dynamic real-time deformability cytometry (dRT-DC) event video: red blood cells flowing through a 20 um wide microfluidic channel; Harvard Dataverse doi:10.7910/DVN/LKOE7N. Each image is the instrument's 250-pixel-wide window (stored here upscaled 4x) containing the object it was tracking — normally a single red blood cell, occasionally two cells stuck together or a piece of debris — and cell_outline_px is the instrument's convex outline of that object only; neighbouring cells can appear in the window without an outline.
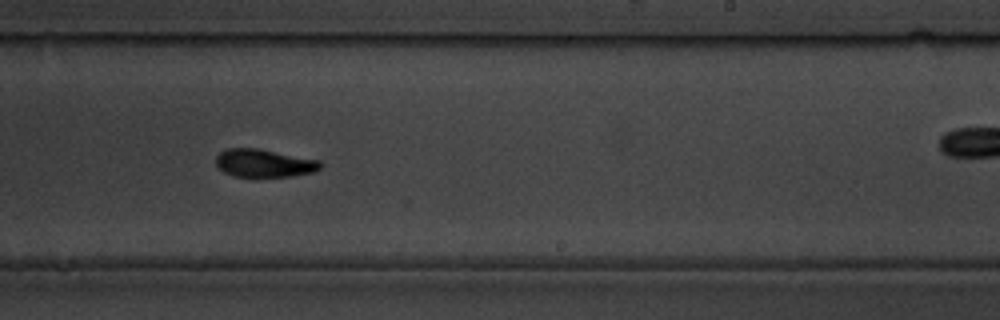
{"species": "common noctule bat (a hibernating species)", "species_latin": "Nyctalus noctula", "temperature_condition": "warm", "stored_images_in_passage": 58, "camera_frame_rate_fps": 3000, "um_per_image_px": 0.085, "animal": {"sex": "male", "body_mass_g": 19.5, "forearm_length_mm": 54.6}, "frame": {"image": 1, "passage_image": 34, "time_ms": 11.0, "image_size_px": [1000, 320], "cell_outline_px": [[324, 164], [320, 168], [312, 172], [292, 176], [236, 176], [224, 172], [216, 164], [216, 156], [220, 152], [228, 148], [256, 148], [320, 160]], "centroid_in_image_um": [22.46, 13.86], "position_along_channel_um": 266.5, "area_um2": 16.82}}
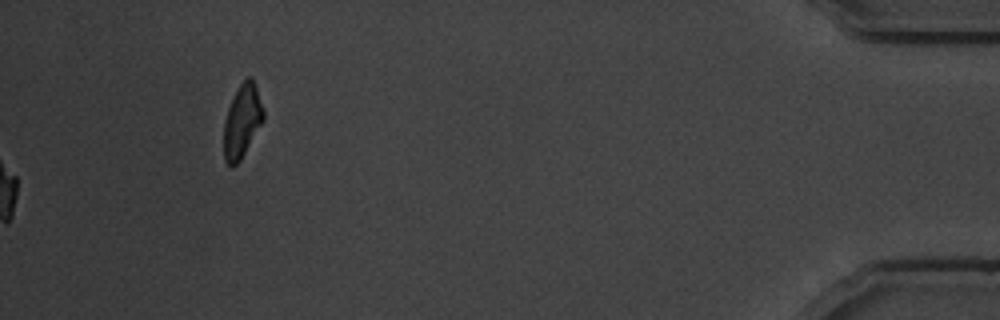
{"frame": {"image": 2, "passage_image": 58, "time_ms": 19.0, "image_size_px": [1000, 320], "cell_outline_px": [[264, 120], [240, 160], [232, 168], [224, 160], [224, 120], [232, 96], [240, 84], [248, 76], [252, 76], [264, 108]], "centroid_in_image_um": [20.58, 10.27], "position_along_channel_um": 414.6, "area_um2": 16.99}, "authors_computed_cell_mechanics": {"area_um2": 16.9932, "velocity_mm_per_s": 3.4656, "shape_relaxation_time_tau1_ms": 2.6016, "shape_relaxation_time_tau2_ms": 4.416, "deformation_change_tau1": 0.1409, "deformation_change_tau2": 0.0848}}